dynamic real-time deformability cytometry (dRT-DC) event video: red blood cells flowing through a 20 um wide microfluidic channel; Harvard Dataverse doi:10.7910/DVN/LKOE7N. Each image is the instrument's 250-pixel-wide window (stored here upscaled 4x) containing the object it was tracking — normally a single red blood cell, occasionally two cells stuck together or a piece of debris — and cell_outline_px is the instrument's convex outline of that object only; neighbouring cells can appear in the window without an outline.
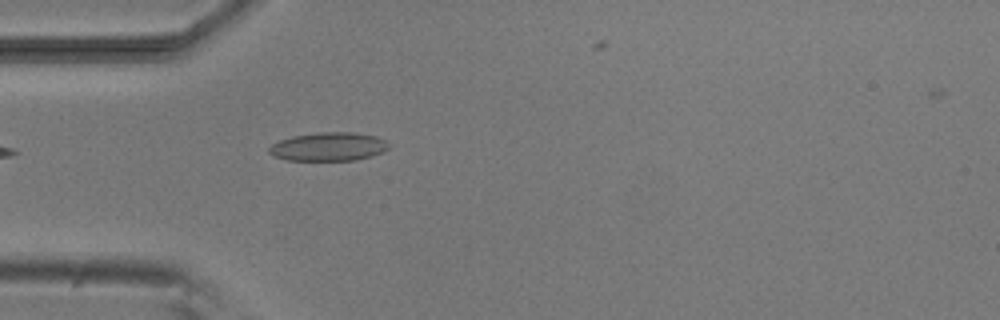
{"species": "common noctule bat (a hibernating species)", "species_latin": "Nyctalus noctula", "temperature_condition": "room temperature", "stored_images_in_passage": 2, "camera_frame_rate_fps": 3000, "um_per_image_px": 0.085, "animal": {"sex": "male", "body_mass_g": 20.5, "forearm_length_mm": 52.5}, "frame": {"image": 1, "passage_image": 2, "time_ms": 1.0, "image_size_px": [1000, 320], "cell_outline_px": [[388, 148], [372, 156], [356, 160], [288, 160], [276, 156], [268, 152], [268, 148], [272, 144], [280, 140], [292, 136], [320, 132], [352, 132], [376, 136], [384, 140], [388, 144]], "centroid_in_image_um": [27.91, 12.46], "position_along_channel_um": 57.1, "area_um2": 19.71}}